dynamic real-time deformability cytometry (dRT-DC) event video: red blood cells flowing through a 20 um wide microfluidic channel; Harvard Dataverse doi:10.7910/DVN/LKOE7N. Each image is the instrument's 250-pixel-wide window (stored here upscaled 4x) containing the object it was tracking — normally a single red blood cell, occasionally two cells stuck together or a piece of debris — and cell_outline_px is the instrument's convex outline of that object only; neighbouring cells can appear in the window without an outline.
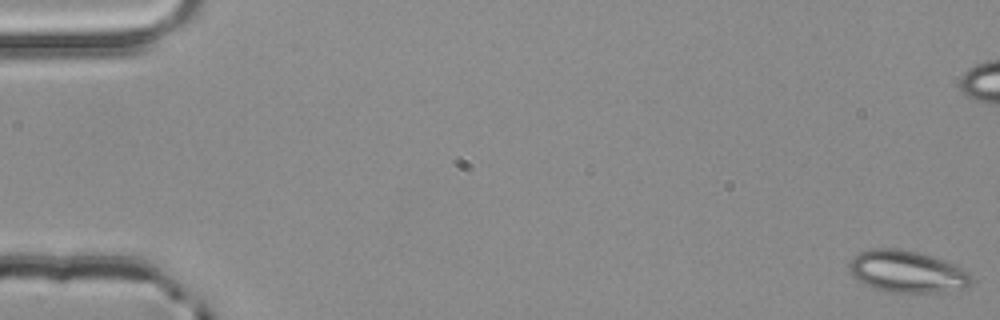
{"species": "common noctule bat (a hibernating species)", "species_latin": "Nyctalus noctula", "temperature_condition": "room temperature", "stored_images_in_passage": 4, "camera_frame_rate_fps": 3000, "um_per_image_px": 0.085, "animal": {"sex": "male", "body_mass_g": 20.4}, "frame": {"image": 1, "passage_image": 1, "time_ms": 0.0, "image_size_px": [1000, 320], "cell_outline_px": [[972, 284], [964, 288], [936, 292], [884, 292], [864, 284], [852, 272], [848, 264], [860, 252], [872, 248], [900, 248], [916, 252], [944, 260], [968, 272], [972, 276]], "centroid_in_image_um": [77.11, 23.09], "position_along_channel_um": 7.9, "area_um2": 29.42}}